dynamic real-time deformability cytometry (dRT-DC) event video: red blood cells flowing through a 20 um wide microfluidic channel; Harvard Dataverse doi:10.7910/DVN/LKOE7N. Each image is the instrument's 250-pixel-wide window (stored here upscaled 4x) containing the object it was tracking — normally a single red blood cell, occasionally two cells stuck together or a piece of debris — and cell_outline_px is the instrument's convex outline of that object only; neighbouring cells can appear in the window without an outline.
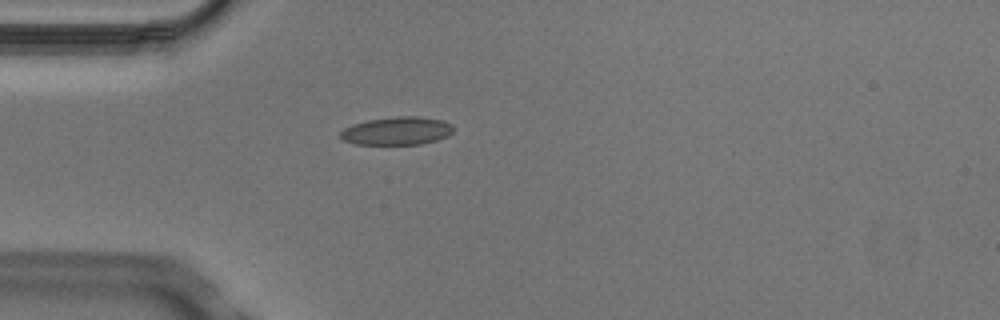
{"species": "Egyptian fruit bat (a non-hibernating species)", "species_latin": "Rousettus aegyptiacus", "temperature_condition": "cold", "stored_images_in_passage": 2, "camera_frame_rate_fps": 3000, "um_per_image_px": 0.085, "animal": {"sex": "male"}, "frame": {"image": 1, "passage_image": 2, "time_ms": 0.333, "image_size_px": [1000, 320], "cell_outline_px": [[452, 132], [448, 136], [436, 140], [420, 144], [356, 144], [344, 140], [340, 136], [340, 132], [344, 128], [352, 124], [368, 120], [396, 116], [416, 116], [440, 120], [452, 124]], "centroid_in_image_um": [33.72, 11.12], "position_along_channel_um": 51.3, "area_um2": 18.32}}